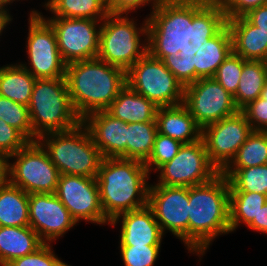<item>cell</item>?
<instances>
[{"label":"cell","mask_w":267,"mask_h":266,"mask_svg":"<svg viewBox=\"0 0 267 266\" xmlns=\"http://www.w3.org/2000/svg\"><path fill=\"white\" fill-rule=\"evenodd\" d=\"M229 233V181L219 172L189 187V252L201 260L215 238Z\"/></svg>","instance_id":"cell-1"},{"label":"cell","mask_w":267,"mask_h":266,"mask_svg":"<svg viewBox=\"0 0 267 266\" xmlns=\"http://www.w3.org/2000/svg\"><path fill=\"white\" fill-rule=\"evenodd\" d=\"M150 175L142 161L103 158L96 180L101 207L109 221L148 205Z\"/></svg>","instance_id":"cell-2"},{"label":"cell","mask_w":267,"mask_h":266,"mask_svg":"<svg viewBox=\"0 0 267 266\" xmlns=\"http://www.w3.org/2000/svg\"><path fill=\"white\" fill-rule=\"evenodd\" d=\"M65 78L72 106L81 119L106 110L126 85V72L99 58L66 64Z\"/></svg>","instance_id":"cell-3"},{"label":"cell","mask_w":267,"mask_h":266,"mask_svg":"<svg viewBox=\"0 0 267 266\" xmlns=\"http://www.w3.org/2000/svg\"><path fill=\"white\" fill-rule=\"evenodd\" d=\"M28 109L34 141L47 133L71 130L82 122L72 106L65 77L36 79Z\"/></svg>","instance_id":"cell-4"},{"label":"cell","mask_w":267,"mask_h":266,"mask_svg":"<svg viewBox=\"0 0 267 266\" xmlns=\"http://www.w3.org/2000/svg\"><path fill=\"white\" fill-rule=\"evenodd\" d=\"M195 0H159L147 15L148 53L163 60L186 46L187 23L204 5Z\"/></svg>","instance_id":"cell-5"},{"label":"cell","mask_w":267,"mask_h":266,"mask_svg":"<svg viewBox=\"0 0 267 266\" xmlns=\"http://www.w3.org/2000/svg\"><path fill=\"white\" fill-rule=\"evenodd\" d=\"M37 141L48 153L60 175L96 178L103 156L81 122L77 127L47 133Z\"/></svg>","instance_id":"cell-6"},{"label":"cell","mask_w":267,"mask_h":266,"mask_svg":"<svg viewBox=\"0 0 267 266\" xmlns=\"http://www.w3.org/2000/svg\"><path fill=\"white\" fill-rule=\"evenodd\" d=\"M135 20L127 14L109 13L102 20L97 58L126 72L145 56L148 53L147 16L140 27Z\"/></svg>","instance_id":"cell-7"},{"label":"cell","mask_w":267,"mask_h":266,"mask_svg":"<svg viewBox=\"0 0 267 266\" xmlns=\"http://www.w3.org/2000/svg\"><path fill=\"white\" fill-rule=\"evenodd\" d=\"M232 51V36L226 24L202 46H185L178 55H167L162 61L186 87L200 78H213L218 67Z\"/></svg>","instance_id":"cell-8"},{"label":"cell","mask_w":267,"mask_h":266,"mask_svg":"<svg viewBox=\"0 0 267 266\" xmlns=\"http://www.w3.org/2000/svg\"><path fill=\"white\" fill-rule=\"evenodd\" d=\"M7 159L8 181L12 185L27 194L56 192L60 173L38 141L28 142Z\"/></svg>","instance_id":"cell-9"},{"label":"cell","mask_w":267,"mask_h":266,"mask_svg":"<svg viewBox=\"0 0 267 266\" xmlns=\"http://www.w3.org/2000/svg\"><path fill=\"white\" fill-rule=\"evenodd\" d=\"M126 84L158 107L183 103L184 87L162 60L149 53L126 71Z\"/></svg>","instance_id":"cell-10"},{"label":"cell","mask_w":267,"mask_h":266,"mask_svg":"<svg viewBox=\"0 0 267 266\" xmlns=\"http://www.w3.org/2000/svg\"><path fill=\"white\" fill-rule=\"evenodd\" d=\"M41 14L34 8L30 11L25 45L29 62L18 63L36 79L65 77L66 63L60 55L56 34Z\"/></svg>","instance_id":"cell-11"},{"label":"cell","mask_w":267,"mask_h":266,"mask_svg":"<svg viewBox=\"0 0 267 266\" xmlns=\"http://www.w3.org/2000/svg\"><path fill=\"white\" fill-rule=\"evenodd\" d=\"M159 172V173H158ZM158 185L191 187L206 183L219 171L209 161L203 139L183 144L176 156L157 171Z\"/></svg>","instance_id":"cell-12"},{"label":"cell","mask_w":267,"mask_h":266,"mask_svg":"<svg viewBox=\"0 0 267 266\" xmlns=\"http://www.w3.org/2000/svg\"><path fill=\"white\" fill-rule=\"evenodd\" d=\"M41 16L54 29L60 55L66 64L97 58L101 20Z\"/></svg>","instance_id":"cell-13"},{"label":"cell","mask_w":267,"mask_h":266,"mask_svg":"<svg viewBox=\"0 0 267 266\" xmlns=\"http://www.w3.org/2000/svg\"><path fill=\"white\" fill-rule=\"evenodd\" d=\"M148 206L163 234L172 233L189 253V188L150 184Z\"/></svg>","instance_id":"cell-14"},{"label":"cell","mask_w":267,"mask_h":266,"mask_svg":"<svg viewBox=\"0 0 267 266\" xmlns=\"http://www.w3.org/2000/svg\"><path fill=\"white\" fill-rule=\"evenodd\" d=\"M183 104L201 128L239 111L233 96L214 78H200L184 87Z\"/></svg>","instance_id":"cell-15"},{"label":"cell","mask_w":267,"mask_h":266,"mask_svg":"<svg viewBox=\"0 0 267 266\" xmlns=\"http://www.w3.org/2000/svg\"><path fill=\"white\" fill-rule=\"evenodd\" d=\"M253 129L239 110L232 116L202 128L209 161L221 172L236 156Z\"/></svg>","instance_id":"cell-16"},{"label":"cell","mask_w":267,"mask_h":266,"mask_svg":"<svg viewBox=\"0 0 267 266\" xmlns=\"http://www.w3.org/2000/svg\"><path fill=\"white\" fill-rule=\"evenodd\" d=\"M55 194L77 223L82 220L99 226L109 225L101 207L96 178L60 175Z\"/></svg>","instance_id":"cell-17"},{"label":"cell","mask_w":267,"mask_h":266,"mask_svg":"<svg viewBox=\"0 0 267 266\" xmlns=\"http://www.w3.org/2000/svg\"><path fill=\"white\" fill-rule=\"evenodd\" d=\"M76 225L55 193L29 194V226L44 243L52 244Z\"/></svg>","instance_id":"cell-18"},{"label":"cell","mask_w":267,"mask_h":266,"mask_svg":"<svg viewBox=\"0 0 267 266\" xmlns=\"http://www.w3.org/2000/svg\"><path fill=\"white\" fill-rule=\"evenodd\" d=\"M93 143L103 158L127 159V123L106 110L88 114L82 119Z\"/></svg>","instance_id":"cell-19"},{"label":"cell","mask_w":267,"mask_h":266,"mask_svg":"<svg viewBox=\"0 0 267 266\" xmlns=\"http://www.w3.org/2000/svg\"><path fill=\"white\" fill-rule=\"evenodd\" d=\"M119 222L120 246L161 245L165 236L148 205L118 215L109 225L113 227Z\"/></svg>","instance_id":"cell-20"},{"label":"cell","mask_w":267,"mask_h":266,"mask_svg":"<svg viewBox=\"0 0 267 266\" xmlns=\"http://www.w3.org/2000/svg\"><path fill=\"white\" fill-rule=\"evenodd\" d=\"M155 120L158 133L178 140L182 144L193 143L201 139L202 128L183 103L158 107Z\"/></svg>","instance_id":"cell-21"},{"label":"cell","mask_w":267,"mask_h":266,"mask_svg":"<svg viewBox=\"0 0 267 266\" xmlns=\"http://www.w3.org/2000/svg\"><path fill=\"white\" fill-rule=\"evenodd\" d=\"M233 52L245 60L267 62V33L259 30L244 16L227 20Z\"/></svg>","instance_id":"cell-22"},{"label":"cell","mask_w":267,"mask_h":266,"mask_svg":"<svg viewBox=\"0 0 267 266\" xmlns=\"http://www.w3.org/2000/svg\"><path fill=\"white\" fill-rule=\"evenodd\" d=\"M158 106L138 94L127 84L120 90L106 111L126 123L156 122Z\"/></svg>","instance_id":"cell-23"},{"label":"cell","mask_w":267,"mask_h":266,"mask_svg":"<svg viewBox=\"0 0 267 266\" xmlns=\"http://www.w3.org/2000/svg\"><path fill=\"white\" fill-rule=\"evenodd\" d=\"M44 242L30 227L0 226V266L35 252Z\"/></svg>","instance_id":"cell-24"},{"label":"cell","mask_w":267,"mask_h":266,"mask_svg":"<svg viewBox=\"0 0 267 266\" xmlns=\"http://www.w3.org/2000/svg\"><path fill=\"white\" fill-rule=\"evenodd\" d=\"M226 24L221 5L205 3L187 23L186 47L202 46Z\"/></svg>","instance_id":"cell-25"},{"label":"cell","mask_w":267,"mask_h":266,"mask_svg":"<svg viewBox=\"0 0 267 266\" xmlns=\"http://www.w3.org/2000/svg\"><path fill=\"white\" fill-rule=\"evenodd\" d=\"M0 226H29V194L8 180L0 186Z\"/></svg>","instance_id":"cell-26"},{"label":"cell","mask_w":267,"mask_h":266,"mask_svg":"<svg viewBox=\"0 0 267 266\" xmlns=\"http://www.w3.org/2000/svg\"><path fill=\"white\" fill-rule=\"evenodd\" d=\"M36 78L19 63L0 67V96L29 105Z\"/></svg>","instance_id":"cell-27"},{"label":"cell","mask_w":267,"mask_h":266,"mask_svg":"<svg viewBox=\"0 0 267 266\" xmlns=\"http://www.w3.org/2000/svg\"><path fill=\"white\" fill-rule=\"evenodd\" d=\"M267 82V62L246 60L243 64L240 81L233 96L236 107L241 110L248 103L260 97Z\"/></svg>","instance_id":"cell-28"},{"label":"cell","mask_w":267,"mask_h":266,"mask_svg":"<svg viewBox=\"0 0 267 266\" xmlns=\"http://www.w3.org/2000/svg\"><path fill=\"white\" fill-rule=\"evenodd\" d=\"M47 1V2H46ZM42 6L53 17L103 20L108 14L105 0H46Z\"/></svg>","instance_id":"cell-29"},{"label":"cell","mask_w":267,"mask_h":266,"mask_svg":"<svg viewBox=\"0 0 267 266\" xmlns=\"http://www.w3.org/2000/svg\"><path fill=\"white\" fill-rule=\"evenodd\" d=\"M267 202V195L252 192H229V223L231 233L241 224L246 227L257 217Z\"/></svg>","instance_id":"cell-30"},{"label":"cell","mask_w":267,"mask_h":266,"mask_svg":"<svg viewBox=\"0 0 267 266\" xmlns=\"http://www.w3.org/2000/svg\"><path fill=\"white\" fill-rule=\"evenodd\" d=\"M229 192H252L267 195V164L247 168H224Z\"/></svg>","instance_id":"cell-31"},{"label":"cell","mask_w":267,"mask_h":266,"mask_svg":"<svg viewBox=\"0 0 267 266\" xmlns=\"http://www.w3.org/2000/svg\"><path fill=\"white\" fill-rule=\"evenodd\" d=\"M156 122L127 123V159L145 162L153 149Z\"/></svg>","instance_id":"cell-32"},{"label":"cell","mask_w":267,"mask_h":266,"mask_svg":"<svg viewBox=\"0 0 267 266\" xmlns=\"http://www.w3.org/2000/svg\"><path fill=\"white\" fill-rule=\"evenodd\" d=\"M267 164V131H252L225 168H247Z\"/></svg>","instance_id":"cell-33"},{"label":"cell","mask_w":267,"mask_h":266,"mask_svg":"<svg viewBox=\"0 0 267 266\" xmlns=\"http://www.w3.org/2000/svg\"><path fill=\"white\" fill-rule=\"evenodd\" d=\"M0 119L17 129L29 142L34 141L28 106L0 96Z\"/></svg>","instance_id":"cell-34"},{"label":"cell","mask_w":267,"mask_h":266,"mask_svg":"<svg viewBox=\"0 0 267 266\" xmlns=\"http://www.w3.org/2000/svg\"><path fill=\"white\" fill-rule=\"evenodd\" d=\"M182 145L180 141L157 132L152 152L144 162L148 172H156L162 165L171 161Z\"/></svg>","instance_id":"cell-35"},{"label":"cell","mask_w":267,"mask_h":266,"mask_svg":"<svg viewBox=\"0 0 267 266\" xmlns=\"http://www.w3.org/2000/svg\"><path fill=\"white\" fill-rule=\"evenodd\" d=\"M245 61V59L232 51L218 67L213 77L232 96L236 94Z\"/></svg>","instance_id":"cell-36"},{"label":"cell","mask_w":267,"mask_h":266,"mask_svg":"<svg viewBox=\"0 0 267 266\" xmlns=\"http://www.w3.org/2000/svg\"><path fill=\"white\" fill-rule=\"evenodd\" d=\"M125 266H153L159 257L161 245L119 246Z\"/></svg>","instance_id":"cell-37"},{"label":"cell","mask_w":267,"mask_h":266,"mask_svg":"<svg viewBox=\"0 0 267 266\" xmlns=\"http://www.w3.org/2000/svg\"><path fill=\"white\" fill-rule=\"evenodd\" d=\"M52 247L51 243H44L35 252L15 259L7 266H65L67 263L58 258Z\"/></svg>","instance_id":"cell-38"},{"label":"cell","mask_w":267,"mask_h":266,"mask_svg":"<svg viewBox=\"0 0 267 266\" xmlns=\"http://www.w3.org/2000/svg\"><path fill=\"white\" fill-rule=\"evenodd\" d=\"M28 142L17 129L0 119V154L8 158L21 150Z\"/></svg>","instance_id":"cell-39"},{"label":"cell","mask_w":267,"mask_h":266,"mask_svg":"<svg viewBox=\"0 0 267 266\" xmlns=\"http://www.w3.org/2000/svg\"><path fill=\"white\" fill-rule=\"evenodd\" d=\"M254 131H267V101L259 97L240 110Z\"/></svg>","instance_id":"cell-40"},{"label":"cell","mask_w":267,"mask_h":266,"mask_svg":"<svg viewBox=\"0 0 267 266\" xmlns=\"http://www.w3.org/2000/svg\"><path fill=\"white\" fill-rule=\"evenodd\" d=\"M266 4L267 0H223L220 5L228 20L244 16L250 10Z\"/></svg>","instance_id":"cell-41"},{"label":"cell","mask_w":267,"mask_h":266,"mask_svg":"<svg viewBox=\"0 0 267 266\" xmlns=\"http://www.w3.org/2000/svg\"><path fill=\"white\" fill-rule=\"evenodd\" d=\"M159 0H105V4L109 13L112 14H129L132 12L137 13L138 8L149 6L151 4L153 10Z\"/></svg>","instance_id":"cell-42"},{"label":"cell","mask_w":267,"mask_h":266,"mask_svg":"<svg viewBox=\"0 0 267 266\" xmlns=\"http://www.w3.org/2000/svg\"><path fill=\"white\" fill-rule=\"evenodd\" d=\"M244 17L259 30L267 33V4L250 10Z\"/></svg>","instance_id":"cell-43"},{"label":"cell","mask_w":267,"mask_h":266,"mask_svg":"<svg viewBox=\"0 0 267 266\" xmlns=\"http://www.w3.org/2000/svg\"><path fill=\"white\" fill-rule=\"evenodd\" d=\"M247 227L258 233L267 234V202L259 210L257 217Z\"/></svg>","instance_id":"cell-44"},{"label":"cell","mask_w":267,"mask_h":266,"mask_svg":"<svg viewBox=\"0 0 267 266\" xmlns=\"http://www.w3.org/2000/svg\"><path fill=\"white\" fill-rule=\"evenodd\" d=\"M9 5L0 2V36L6 27L12 22L13 16L10 15ZM1 38V37H0Z\"/></svg>","instance_id":"cell-45"},{"label":"cell","mask_w":267,"mask_h":266,"mask_svg":"<svg viewBox=\"0 0 267 266\" xmlns=\"http://www.w3.org/2000/svg\"><path fill=\"white\" fill-rule=\"evenodd\" d=\"M7 162V157L3 154H0V186H2L8 180Z\"/></svg>","instance_id":"cell-46"},{"label":"cell","mask_w":267,"mask_h":266,"mask_svg":"<svg viewBox=\"0 0 267 266\" xmlns=\"http://www.w3.org/2000/svg\"><path fill=\"white\" fill-rule=\"evenodd\" d=\"M195 1L203 2L207 4H221L223 0H195Z\"/></svg>","instance_id":"cell-47"},{"label":"cell","mask_w":267,"mask_h":266,"mask_svg":"<svg viewBox=\"0 0 267 266\" xmlns=\"http://www.w3.org/2000/svg\"><path fill=\"white\" fill-rule=\"evenodd\" d=\"M260 97L264 98L267 101V82H266L263 90L261 91Z\"/></svg>","instance_id":"cell-48"},{"label":"cell","mask_w":267,"mask_h":266,"mask_svg":"<svg viewBox=\"0 0 267 266\" xmlns=\"http://www.w3.org/2000/svg\"><path fill=\"white\" fill-rule=\"evenodd\" d=\"M18 2V1H20V0H0V2L1 3H5V4H7V5H11V4H13V2ZM22 1V0H21Z\"/></svg>","instance_id":"cell-49"}]
</instances>
